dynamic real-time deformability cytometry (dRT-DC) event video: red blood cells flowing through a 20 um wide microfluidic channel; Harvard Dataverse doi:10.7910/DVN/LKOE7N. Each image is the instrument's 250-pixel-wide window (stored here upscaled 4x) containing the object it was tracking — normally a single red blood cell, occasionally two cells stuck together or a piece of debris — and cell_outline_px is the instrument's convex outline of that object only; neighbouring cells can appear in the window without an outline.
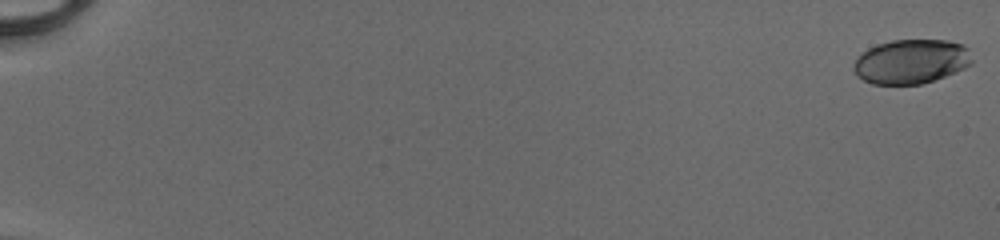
{"species": "human", "species_latin": "Homo sapiens", "temperature_condition": "cold", "stored_images_in_passage": 52, "camera_frame_rate_fps": 3000, "um_per_image_px": 0.085, "donor": {"sex": "male"}, "frame": {"image": 1, "passage_image": 1, "time_ms": 0.0, "image_size_px": [1000, 240], "cell_outline_px": [[972, 64], [956, 72], [920, 84], [872, 84], [856, 76], [852, 68], [856, 56], [860, 52], [876, 44], [892, 40], [948, 40], [964, 44], [968, 48], [972, 60]], "centroid_in_image_um": [77.41, 5.21], "position_along_channel_um": 7.6, "area_um2": 30.92}}
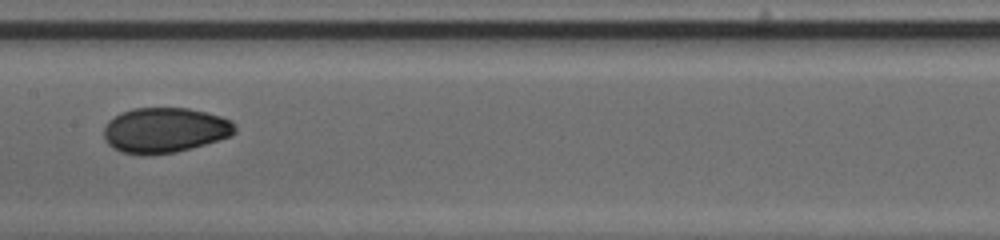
{"frame": {"image": 2, "passage_image": 30, "time_ms": 9.667, "image_size_px": [1000, 240], "cell_outline_px": [[236, 132], [232, 136], [192, 148], [176, 152], [144, 156], [120, 152], [112, 148], [104, 140], [104, 128], [108, 120], [120, 112], [132, 108], [188, 108], [220, 116], [232, 120], [236, 128]], "centroid_in_image_um": [13.98, 11.08], "position_along_channel_um": 193.4, "area_um2": 34.97}}
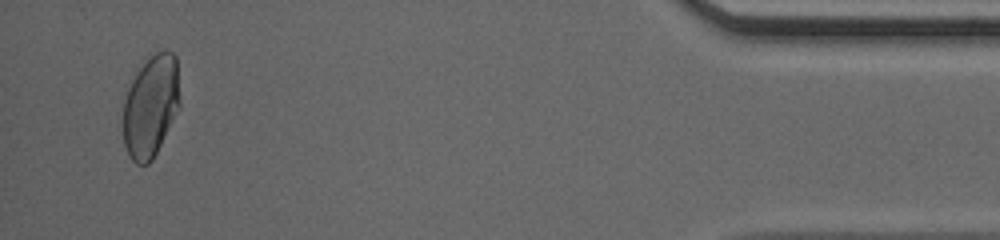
{"frame": {"image": 3, "passage_image": 51, "time_ms": 16.667, "image_size_px": [1000, 240], "cell_outline_px": [[180, 108], [152, 160], [148, 164], [136, 164], [132, 160], [124, 144], [120, 124], [124, 100], [128, 88], [132, 80], [148, 52], [164, 48], [172, 52], [176, 56], [180, 100]], "centroid_in_image_um": [12.79, 8.96], "position_along_channel_um": 422.4, "area_um2": 34.85}, "authors_computed_cell_mechanics": {"area_um2": 33.524, "velocity_mm_per_s": 4.169, "shape_relaxation_time_tau1_ms": 6.3584, "shape_relaxation_time_tau2_ms": 0.9979, "deformation_change_tau1": 0.1711, "deformation_change_tau2": 0.0351}}